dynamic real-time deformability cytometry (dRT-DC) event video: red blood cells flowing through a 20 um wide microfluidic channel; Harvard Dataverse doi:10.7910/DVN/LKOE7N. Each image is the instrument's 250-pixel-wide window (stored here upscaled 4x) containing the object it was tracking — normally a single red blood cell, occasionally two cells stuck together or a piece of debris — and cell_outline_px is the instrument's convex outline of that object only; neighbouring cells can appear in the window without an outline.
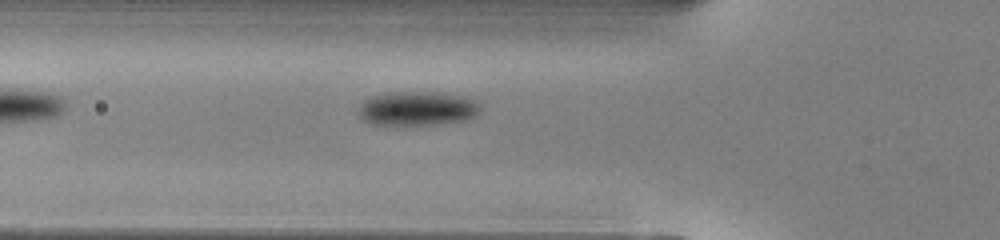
{"species": "common noctule bat (a hibernating species)", "species_latin": "Nyctalus noctula", "temperature_condition": "warm", "stored_images_in_passage": 30, "camera_frame_rate_fps": 3000, "um_per_image_px": 0.085, "animal": {"sex": "male", "body_mass_g": 13.0, "forearm_length_mm": 53.1}, "frame": {"image": 1, "passage_image": 3, "time_ms": 0.667, "image_size_px": [1000, 240], "cell_outline_px": [[480, 112], [476, 116], [464, 120], [432, 124], [368, 124], [360, 116], [360, 104], [364, 100], [372, 96], [384, 92], [436, 92], [464, 96], [480, 104]], "centroid_in_image_um": [35.47, 9.21], "position_along_channel_um": 90.3, "area_um2": 24.1}}
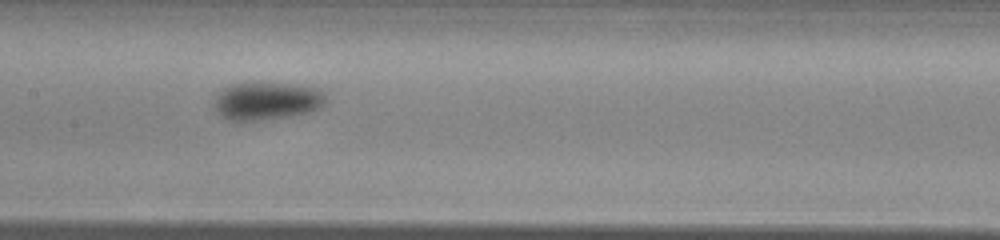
{"frame": {"image": 2, "passage_image": 10, "time_ms": 3.0, "image_size_px": [1000, 240], "cell_outline_px": [[324, 104], [320, 108], [308, 112], [288, 116], [240, 124], [228, 120], [220, 116], [216, 112], [212, 104], [216, 96], [228, 84], [248, 80], [288, 84], [312, 88], [324, 92]], "centroid_in_image_um": [22.54, 8.59], "position_along_channel_um": 184.9, "area_um2": 25.55}}
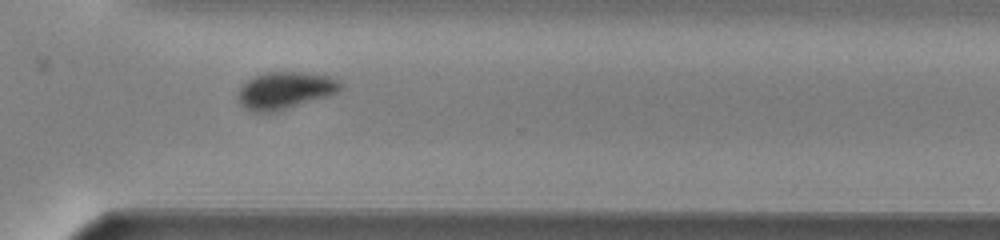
{"frame": {"image": 3, "passage_image": 22, "time_ms": 7.0, "image_size_px": [1000, 240], "cell_outline_px": [[340, 88], [336, 92], [328, 96], [276, 112], [252, 112], [244, 108], [240, 104], [236, 96], [240, 88], [248, 80], [256, 76], [268, 72], [300, 72], [328, 76], [336, 80], [340, 84]], "centroid_in_image_um": [24.17, 7.71], "position_along_channel_um": 346.4, "area_um2": 21.91}}